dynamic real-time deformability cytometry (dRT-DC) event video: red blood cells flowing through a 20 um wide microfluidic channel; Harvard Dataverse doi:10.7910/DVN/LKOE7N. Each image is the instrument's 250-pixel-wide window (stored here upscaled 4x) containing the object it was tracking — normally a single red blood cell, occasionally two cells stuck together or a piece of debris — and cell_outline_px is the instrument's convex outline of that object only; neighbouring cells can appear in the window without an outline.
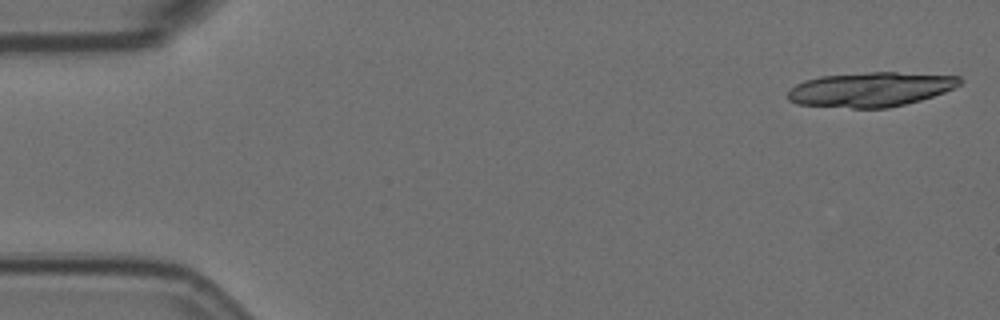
{"species": "Egyptian fruit bat (a non-hibernating species)", "species_latin": "Rousettus aegyptiacus", "temperature_condition": "room temperature", "stored_images_in_passage": 5, "camera_frame_rate_fps": 3000, "um_per_image_px": 0.085, "animal": {"sex": "female"}, "frame": {"image": 1, "passage_image": 1, "time_ms": 0.0, "image_size_px": [1000, 320], "cell_outline_px": [[964, 80], [956, 88], [920, 100], [888, 108], [852, 108], [796, 104], [788, 100], [788, 92], [796, 84], [804, 80], [820, 76], [868, 72], [896, 72], [960, 76]], "centroid_in_image_um": [74.01, 7.59], "position_along_channel_um": 11.0, "area_um2": 34.68}}